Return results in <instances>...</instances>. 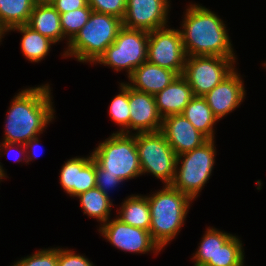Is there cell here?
<instances>
[{"instance_id": "6da1fadb", "label": "cell", "mask_w": 266, "mask_h": 266, "mask_svg": "<svg viewBox=\"0 0 266 266\" xmlns=\"http://www.w3.org/2000/svg\"><path fill=\"white\" fill-rule=\"evenodd\" d=\"M53 98L49 83L27 87L15 94L5 117L2 141L26 144L43 134L56 118Z\"/></svg>"}, {"instance_id": "7a4b0ae2", "label": "cell", "mask_w": 266, "mask_h": 266, "mask_svg": "<svg viewBox=\"0 0 266 266\" xmlns=\"http://www.w3.org/2000/svg\"><path fill=\"white\" fill-rule=\"evenodd\" d=\"M181 23V37L188 56L237 57L226 22L209 8L189 3Z\"/></svg>"}, {"instance_id": "3957f363", "label": "cell", "mask_w": 266, "mask_h": 266, "mask_svg": "<svg viewBox=\"0 0 266 266\" xmlns=\"http://www.w3.org/2000/svg\"><path fill=\"white\" fill-rule=\"evenodd\" d=\"M146 196L151 212L150 235L162 250L180 233L193 200L171 185Z\"/></svg>"}, {"instance_id": "277c9868", "label": "cell", "mask_w": 266, "mask_h": 266, "mask_svg": "<svg viewBox=\"0 0 266 266\" xmlns=\"http://www.w3.org/2000/svg\"><path fill=\"white\" fill-rule=\"evenodd\" d=\"M122 19L92 11L87 23L63 51L64 58L73 57L78 62L94 64L117 38Z\"/></svg>"}, {"instance_id": "5b68a950", "label": "cell", "mask_w": 266, "mask_h": 266, "mask_svg": "<svg viewBox=\"0 0 266 266\" xmlns=\"http://www.w3.org/2000/svg\"><path fill=\"white\" fill-rule=\"evenodd\" d=\"M92 158L106 173L117 175L122 181L142 175L136 147V133H112L94 148Z\"/></svg>"}, {"instance_id": "8992f818", "label": "cell", "mask_w": 266, "mask_h": 266, "mask_svg": "<svg viewBox=\"0 0 266 266\" xmlns=\"http://www.w3.org/2000/svg\"><path fill=\"white\" fill-rule=\"evenodd\" d=\"M215 143L214 139H209L200 147L177 156L176 171L170 185L193 201L200 196L212 175L217 153Z\"/></svg>"}, {"instance_id": "52a82bcc", "label": "cell", "mask_w": 266, "mask_h": 266, "mask_svg": "<svg viewBox=\"0 0 266 266\" xmlns=\"http://www.w3.org/2000/svg\"><path fill=\"white\" fill-rule=\"evenodd\" d=\"M149 32L122 27L115 41L93 64L111 67L116 72L126 71L127 77L147 61Z\"/></svg>"}, {"instance_id": "ba28073f", "label": "cell", "mask_w": 266, "mask_h": 266, "mask_svg": "<svg viewBox=\"0 0 266 266\" xmlns=\"http://www.w3.org/2000/svg\"><path fill=\"white\" fill-rule=\"evenodd\" d=\"M136 147L142 175L148 173L170 185L174 179L177 155L161 131L136 133Z\"/></svg>"}, {"instance_id": "9c48e42d", "label": "cell", "mask_w": 266, "mask_h": 266, "mask_svg": "<svg viewBox=\"0 0 266 266\" xmlns=\"http://www.w3.org/2000/svg\"><path fill=\"white\" fill-rule=\"evenodd\" d=\"M237 57L188 56L183 76L194 96H205L237 67Z\"/></svg>"}, {"instance_id": "30bf717a", "label": "cell", "mask_w": 266, "mask_h": 266, "mask_svg": "<svg viewBox=\"0 0 266 266\" xmlns=\"http://www.w3.org/2000/svg\"><path fill=\"white\" fill-rule=\"evenodd\" d=\"M186 58L179 29L166 26L149 32L148 62L182 75Z\"/></svg>"}, {"instance_id": "8fae6325", "label": "cell", "mask_w": 266, "mask_h": 266, "mask_svg": "<svg viewBox=\"0 0 266 266\" xmlns=\"http://www.w3.org/2000/svg\"><path fill=\"white\" fill-rule=\"evenodd\" d=\"M98 228L100 236L125 253L148 254L151 252L158 255L162 251L152 240L150 231L130 226L117 217L110 218Z\"/></svg>"}, {"instance_id": "7c38bea8", "label": "cell", "mask_w": 266, "mask_h": 266, "mask_svg": "<svg viewBox=\"0 0 266 266\" xmlns=\"http://www.w3.org/2000/svg\"><path fill=\"white\" fill-rule=\"evenodd\" d=\"M171 0H126L122 26L147 32L168 26Z\"/></svg>"}, {"instance_id": "4fadbf2b", "label": "cell", "mask_w": 266, "mask_h": 266, "mask_svg": "<svg viewBox=\"0 0 266 266\" xmlns=\"http://www.w3.org/2000/svg\"><path fill=\"white\" fill-rule=\"evenodd\" d=\"M244 81L235 69L228 77L203 96L213 115L220 121L227 114L239 108L246 98Z\"/></svg>"}, {"instance_id": "5bb4252c", "label": "cell", "mask_w": 266, "mask_h": 266, "mask_svg": "<svg viewBox=\"0 0 266 266\" xmlns=\"http://www.w3.org/2000/svg\"><path fill=\"white\" fill-rule=\"evenodd\" d=\"M89 154L87 157H71L60 169L59 183L70 197L96 187L95 161Z\"/></svg>"}, {"instance_id": "9a60e30c", "label": "cell", "mask_w": 266, "mask_h": 266, "mask_svg": "<svg viewBox=\"0 0 266 266\" xmlns=\"http://www.w3.org/2000/svg\"><path fill=\"white\" fill-rule=\"evenodd\" d=\"M160 131L177 156L192 151L209 140L182 114L163 118Z\"/></svg>"}, {"instance_id": "2e32d148", "label": "cell", "mask_w": 266, "mask_h": 266, "mask_svg": "<svg viewBox=\"0 0 266 266\" xmlns=\"http://www.w3.org/2000/svg\"><path fill=\"white\" fill-rule=\"evenodd\" d=\"M129 106V134L161 130L162 118L153 95L129 87Z\"/></svg>"}, {"instance_id": "e0dca14e", "label": "cell", "mask_w": 266, "mask_h": 266, "mask_svg": "<svg viewBox=\"0 0 266 266\" xmlns=\"http://www.w3.org/2000/svg\"><path fill=\"white\" fill-rule=\"evenodd\" d=\"M178 75L167 68L148 61L137 67L125 82L134 90L155 96L166 88Z\"/></svg>"}, {"instance_id": "ac0fdd59", "label": "cell", "mask_w": 266, "mask_h": 266, "mask_svg": "<svg viewBox=\"0 0 266 266\" xmlns=\"http://www.w3.org/2000/svg\"><path fill=\"white\" fill-rule=\"evenodd\" d=\"M156 107L161 118L181 114L194 97L192 88L183 75H178L155 96Z\"/></svg>"}, {"instance_id": "d6986e66", "label": "cell", "mask_w": 266, "mask_h": 266, "mask_svg": "<svg viewBox=\"0 0 266 266\" xmlns=\"http://www.w3.org/2000/svg\"><path fill=\"white\" fill-rule=\"evenodd\" d=\"M26 25L55 44L66 40L65 43L68 47L69 41L63 36L60 14L52 4L36 3Z\"/></svg>"}, {"instance_id": "ffe728a7", "label": "cell", "mask_w": 266, "mask_h": 266, "mask_svg": "<svg viewBox=\"0 0 266 266\" xmlns=\"http://www.w3.org/2000/svg\"><path fill=\"white\" fill-rule=\"evenodd\" d=\"M117 217L123 223L130 226L141 228L143 230L150 229L151 212L146 195L131 194L120 204Z\"/></svg>"}, {"instance_id": "44dd1931", "label": "cell", "mask_w": 266, "mask_h": 266, "mask_svg": "<svg viewBox=\"0 0 266 266\" xmlns=\"http://www.w3.org/2000/svg\"><path fill=\"white\" fill-rule=\"evenodd\" d=\"M17 31L22 34L21 51L23 56L31 63H40L51 51L55 43L27 25L11 28L7 33ZM53 44V45H52Z\"/></svg>"}, {"instance_id": "7402d4cb", "label": "cell", "mask_w": 266, "mask_h": 266, "mask_svg": "<svg viewBox=\"0 0 266 266\" xmlns=\"http://www.w3.org/2000/svg\"><path fill=\"white\" fill-rule=\"evenodd\" d=\"M208 139H215V125L218 119L202 96H194L181 113Z\"/></svg>"}, {"instance_id": "603a6c76", "label": "cell", "mask_w": 266, "mask_h": 266, "mask_svg": "<svg viewBox=\"0 0 266 266\" xmlns=\"http://www.w3.org/2000/svg\"><path fill=\"white\" fill-rule=\"evenodd\" d=\"M82 211L89 218H95L100 223L99 226L106 223L111 218V209L113 200L105 195L99 188L89 189L76 196Z\"/></svg>"}, {"instance_id": "cb8c5ba5", "label": "cell", "mask_w": 266, "mask_h": 266, "mask_svg": "<svg viewBox=\"0 0 266 266\" xmlns=\"http://www.w3.org/2000/svg\"><path fill=\"white\" fill-rule=\"evenodd\" d=\"M206 231L201 238L197 251L193 253V266H204L206 263H216V253L233 234L224 232L217 228L206 227Z\"/></svg>"}, {"instance_id": "d4e9b609", "label": "cell", "mask_w": 266, "mask_h": 266, "mask_svg": "<svg viewBox=\"0 0 266 266\" xmlns=\"http://www.w3.org/2000/svg\"><path fill=\"white\" fill-rule=\"evenodd\" d=\"M36 4L35 0H0V24L8 32L26 25Z\"/></svg>"}, {"instance_id": "484cf974", "label": "cell", "mask_w": 266, "mask_h": 266, "mask_svg": "<svg viewBox=\"0 0 266 266\" xmlns=\"http://www.w3.org/2000/svg\"><path fill=\"white\" fill-rule=\"evenodd\" d=\"M119 90V93L111 99L108 113L110 119L120 127L116 133L129 134V86L125 81L119 83Z\"/></svg>"}, {"instance_id": "4316f807", "label": "cell", "mask_w": 266, "mask_h": 266, "mask_svg": "<svg viewBox=\"0 0 266 266\" xmlns=\"http://www.w3.org/2000/svg\"><path fill=\"white\" fill-rule=\"evenodd\" d=\"M241 238L233 235L216 253V263L204 266H242L245 263V252Z\"/></svg>"}, {"instance_id": "83f0119b", "label": "cell", "mask_w": 266, "mask_h": 266, "mask_svg": "<svg viewBox=\"0 0 266 266\" xmlns=\"http://www.w3.org/2000/svg\"><path fill=\"white\" fill-rule=\"evenodd\" d=\"M92 13L91 7L87 4L83 8L75 9L60 14L63 36L70 42L80 29L87 23Z\"/></svg>"}, {"instance_id": "f1b7e54d", "label": "cell", "mask_w": 266, "mask_h": 266, "mask_svg": "<svg viewBox=\"0 0 266 266\" xmlns=\"http://www.w3.org/2000/svg\"><path fill=\"white\" fill-rule=\"evenodd\" d=\"M12 266H57V247L39 249L29 256L16 260Z\"/></svg>"}, {"instance_id": "f546056e", "label": "cell", "mask_w": 266, "mask_h": 266, "mask_svg": "<svg viewBox=\"0 0 266 266\" xmlns=\"http://www.w3.org/2000/svg\"><path fill=\"white\" fill-rule=\"evenodd\" d=\"M92 11L110 14L123 19L126 12V0H87Z\"/></svg>"}, {"instance_id": "4dcf8cb0", "label": "cell", "mask_w": 266, "mask_h": 266, "mask_svg": "<svg viewBox=\"0 0 266 266\" xmlns=\"http://www.w3.org/2000/svg\"><path fill=\"white\" fill-rule=\"evenodd\" d=\"M57 266H95L86 255L72 249L57 247Z\"/></svg>"}, {"instance_id": "1f68e13d", "label": "cell", "mask_w": 266, "mask_h": 266, "mask_svg": "<svg viewBox=\"0 0 266 266\" xmlns=\"http://www.w3.org/2000/svg\"><path fill=\"white\" fill-rule=\"evenodd\" d=\"M95 174H96V187L99 188L105 195L111 197L109 192L111 190H116V187L123 184L117 175H112L111 173H106L105 169L100 168L95 163Z\"/></svg>"}, {"instance_id": "d6a6232c", "label": "cell", "mask_w": 266, "mask_h": 266, "mask_svg": "<svg viewBox=\"0 0 266 266\" xmlns=\"http://www.w3.org/2000/svg\"><path fill=\"white\" fill-rule=\"evenodd\" d=\"M13 151H17L14 153L16 156L13 154ZM4 154H6L8 158L14 157L13 159L15 162H23L25 164H28L25 144L2 141L0 142V157H2Z\"/></svg>"}, {"instance_id": "836d02e7", "label": "cell", "mask_w": 266, "mask_h": 266, "mask_svg": "<svg viewBox=\"0 0 266 266\" xmlns=\"http://www.w3.org/2000/svg\"><path fill=\"white\" fill-rule=\"evenodd\" d=\"M51 4L61 14L83 8L88 3L87 0H55Z\"/></svg>"}, {"instance_id": "e575fe53", "label": "cell", "mask_w": 266, "mask_h": 266, "mask_svg": "<svg viewBox=\"0 0 266 266\" xmlns=\"http://www.w3.org/2000/svg\"><path fill=\"white\" fill-rule=\"evenodd\" d=\"M40 136L32 138L25 144L26 153H27V163L29 164L31 161L38 159V147L40 146ZM41 147V146H40ZM43 147V146H42ZM37 149V150H36Z\"/></svg>"}, {"instance_id": "d590c367", "label": "cell", "mask_w": 266, "mask_h": 266, "mask_svg": "<svg viewBox=\"0 0 266 266\" xmlns=\"http://www.w3.org/2000/svg\"><path fill=\"white\" fill-rule=\"evenodd\" d=\"M4 178L7 179L8 176H7V173L5 172V169L2 165V163L0 162V183H1V181H3Z\"/></svg>"}, {"instance_id": "8d00e7d4", "label": "cell", "mask_w": 266, "mask_h": 266, "mask_svg": "<svg viewBox=\"0 0 266 266\" xmlns=\"http://www.w3.org/2000/svg\"><path fill=\"white\" fill-rule=\"evenodd\" d=\"M6 34H8L7 31L0 24V43L2 42V38H4Z\"/></svg>"}, {"instance_id": "74e56055", "label": "cell", "mask_w": 266, "mask_h": 266, "mask_svg": "<svg viewBox=\"0 0 266 266\" xmlns=\"http://www.w3.org/2000/svg\"><path fill=\"white\" fill-rule=\"evenodd\" d=\"M35 1L36 3H40V4H51L55 0H35Z\"/></svg>"}, {"instance_id": "f35d334b", "label": "cell", "mask_w": 266, "mask_h": 266, "mask_svg": "<svg viewBox=\"0 0 266 266\" xmlns=\"http://www.w3.org/2000/svg\"><path fill=\"white\" fill-rule=\"evenodd\" d=\"M262 66H264V67L266 68V62H264V63L262 64Z\"/></svg>"}]
</instances>
